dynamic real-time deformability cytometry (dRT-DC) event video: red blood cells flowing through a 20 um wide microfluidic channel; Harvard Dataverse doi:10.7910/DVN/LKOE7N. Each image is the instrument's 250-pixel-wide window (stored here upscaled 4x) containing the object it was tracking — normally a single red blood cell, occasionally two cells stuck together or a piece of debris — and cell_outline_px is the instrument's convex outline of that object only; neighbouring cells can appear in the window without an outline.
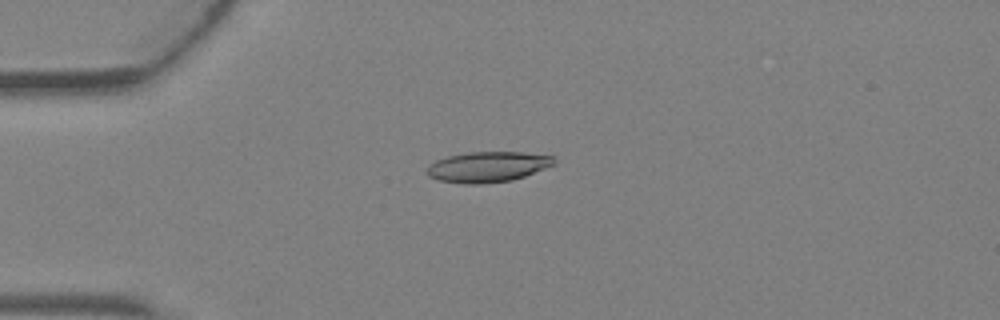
{"species": "Egyptian fruit bat (a non-hibernating species)", "species_latin": "Rousettus aegyptiacus", "temperature_condition": "warm", "stored_images_in_passage": 4, "camera_frame_rate_fps": 3000, "um_per_image_px": 0.085, "animal": {"sex": "female"}, "frame": {"image": 1, "passage_image": 4, "time_ms": 1.0, "image_size_px": [1000, 320], "cell_outline_px": [[556, 164], [524, 176], [512, 180], [480, 184], [464, 184], [440, 180], [428, 176], [428, 164], [436, 160], [448, 156], [468, 152], [520, 152], [556, 156]], "centroid_in_image_um": [41.48, 14.17], "position_along_channel_um": 43.5, "area_um2": 22.6}}